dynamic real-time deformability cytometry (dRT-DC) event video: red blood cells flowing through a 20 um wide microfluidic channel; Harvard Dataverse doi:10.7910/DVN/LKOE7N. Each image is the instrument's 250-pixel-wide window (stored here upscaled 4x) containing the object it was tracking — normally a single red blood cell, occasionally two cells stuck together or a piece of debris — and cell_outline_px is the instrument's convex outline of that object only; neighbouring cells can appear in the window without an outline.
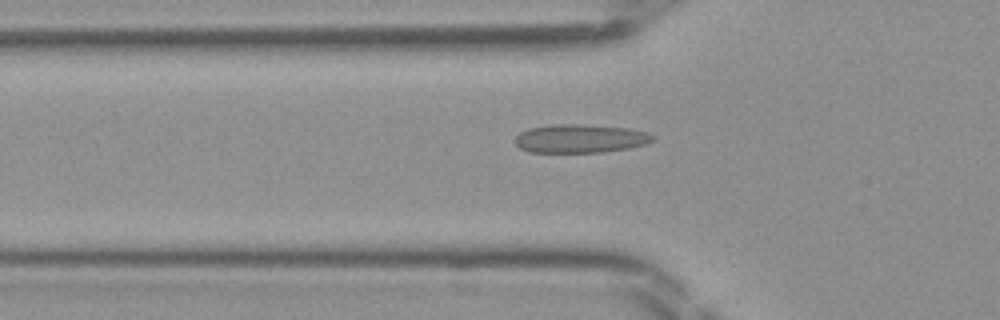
{"species": "Egyptian fruit bat (a non-hibernating species)", "species_latin": "Rousettus aegyptiacus", "temperature_condition": "room temperature", "stored_images_in_passage": 46, "camera_frame_rate_fps": 3000, "um_per_image_px": 0.085, "frame": {"image": 1, "passage_image": 15, "time_ms": 4.667, "image_size_px": [1000, 320], "cell_outline_px": [[656, 140], [644, 144], [628, 148], [604, 152], [528, 152], [520, 148], [512, 140], [520, 132], [528, 128], [552, 124], [580, 124], [628, 128], [648, 132], [656, 136]], "centroid_in_image_um": [49.31, 11.77], "position_along_channel_um": 76.5, "area_um2": 23.12}}
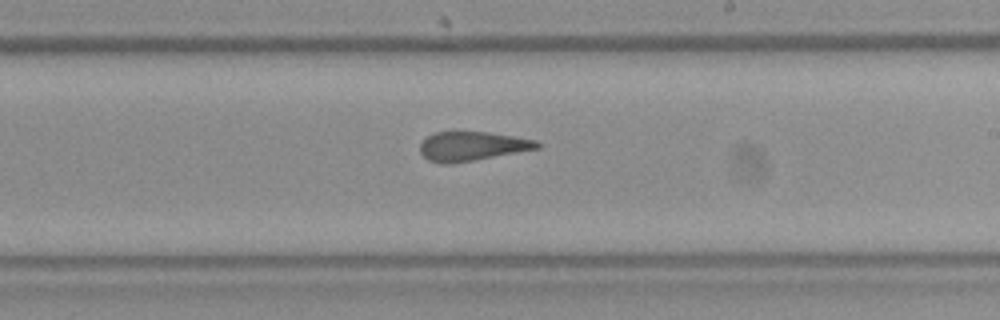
{"frame": {"image": 2, "passage_image": 27, "time_ms": 8.667, "image_size_px": [1000, 320], "cell_outline_px": [[544, 144], [540, 148], [452, 164], [440, 164], [428, 160], [420, 152], [420, 144], [432, 132], [488, 132], [536, 140]], "centroid_in_image_um": [40.13, 12.43], "position_along_channel_um": 248.9, "area_um2": 19.94}}
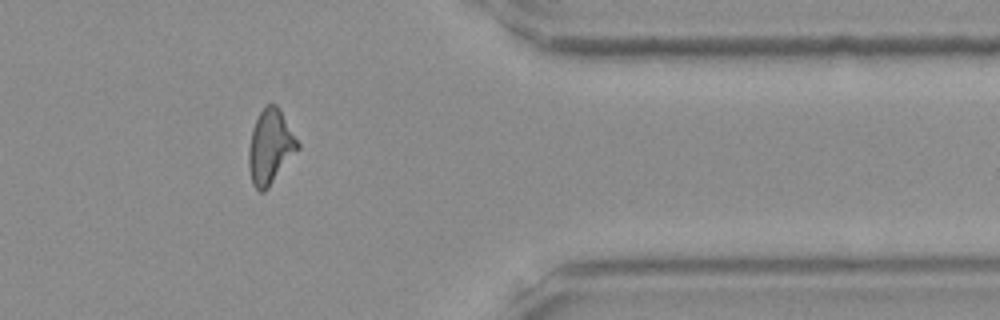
{"frame": {"image": 3, "passage_image": 38, "time_ms": 12.333, "image_size_px": [1000, 320], "cell_outline_px": [[300, 148], [268, 188], [264, 192], [260, 192], [252, 184], [248, 168], [248, 148], [252, 128], [260, 112], [268, 104], [276, 104], [280, 108], [300, 144]], "centroid_in_image_um": [22.97, 12.49], "position_along_channel_um": 388.4, "area_um2": 21.39}}